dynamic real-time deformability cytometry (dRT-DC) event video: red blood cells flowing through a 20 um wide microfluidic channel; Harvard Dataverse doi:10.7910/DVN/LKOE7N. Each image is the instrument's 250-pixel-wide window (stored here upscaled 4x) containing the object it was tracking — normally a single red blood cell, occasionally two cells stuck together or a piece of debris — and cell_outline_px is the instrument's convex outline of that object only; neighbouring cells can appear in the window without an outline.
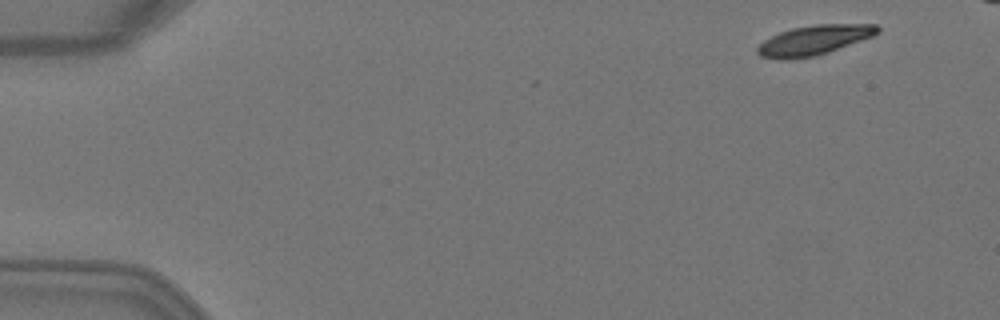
{"species": "Egyptian fruit bat (a non-hibernating species)", "species_latin": "Rousettus aegyptiacus", "temperature_condition": "warm", "stored_images_in_passage": 4, "camera_frame_rate_fps": 3000, "um_per_image_px": 0.085, "animal": {"sex": "female"}, "frame": {"image": 1, "passage_image": 1, "time_ms": 0.0, "image_size_px": [1000, 320], "cell_outline_px": [[880, 32], [872, 36], [828, 52], [816, 56], [788, 60], [780, 60], [760, 56], [756, 52], [756, 48], [764, 40], [780, 32], [792, 28], [816, 24], [876, 24], [880, 28]], "centroid_in_image_um": [69.17, 3.42], "position_along_channel_um": 15.8, "area_um2": 20.81}}